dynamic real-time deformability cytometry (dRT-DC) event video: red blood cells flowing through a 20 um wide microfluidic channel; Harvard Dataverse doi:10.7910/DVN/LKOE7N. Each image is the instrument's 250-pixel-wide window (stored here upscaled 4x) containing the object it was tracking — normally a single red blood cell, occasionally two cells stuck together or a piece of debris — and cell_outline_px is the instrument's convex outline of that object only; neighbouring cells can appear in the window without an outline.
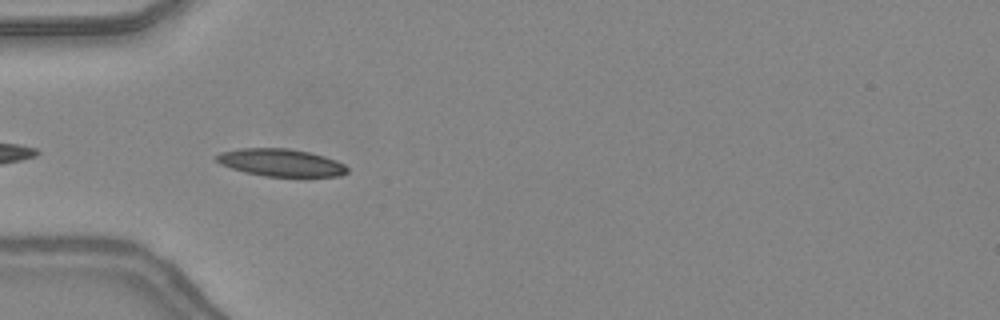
{"species": "common noctule bat (a hibernating species)", "species_latin": "Nyctalus noctula", "temperature_condition": "warm", "stored_images_in_passage": 8, "camera_frame_rate_fps": 3000, "um_per_image_px": 0.085, "animal": {"sex": "female", "body_mass_g": 24.6, "forearm_length_mm": 56.2}, "frame": {"image": 1, "passage_image": 2, "time_ms": 0.333, "image_size_px": [1000, 320], "cell_outline_px": [[348, 172], [340, 176], [264, 176], [244, 172], [220, 164], [216, 160], [216, 156], [220, 152], [240, 148], [288, 148], [308, 152], [324, 156], [336, 160], [344, 164], [348, 168]], "centroid_in_image_um": [23.87, 13.82], "position_along_channel_um": 61.1, "area_um2": 20.87}}